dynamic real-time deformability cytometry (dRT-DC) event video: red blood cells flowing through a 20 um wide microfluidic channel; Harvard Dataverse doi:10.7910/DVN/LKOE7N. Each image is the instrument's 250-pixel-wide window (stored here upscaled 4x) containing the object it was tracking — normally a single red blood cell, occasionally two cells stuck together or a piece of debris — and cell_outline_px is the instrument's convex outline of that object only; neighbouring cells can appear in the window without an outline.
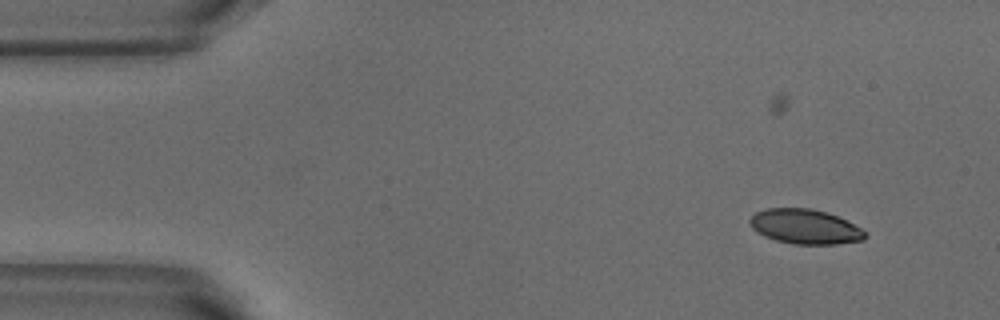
{"species": "common noctule bat (a hibernating species)", "species_latin": "Nyctalus noctula", "temperature_condition": "warm", "stored_images_in_passage": 6, "camera_frame_rate_fps": 3000, "um_per_image_px": 0.085, "animal": {"sex": "male", "body_mass_g": 18.8}, "frame": {"image": 1, "passage_image": 1, "time_ms": 0.0, "image_size_px": [1000, 320], "cell_outline_px": [[868, 236], [864, 240], [836, 244], [792, 244], [776, 240], [764, 236], [756, 232], [752, 228], [748, 220], [756, 212], [768, 208], [812, 208], [828, 212], [860, 228]], "centroid_in_image_um": [68.4, 19.26], "position_along_channel_um": 16.6, "area_um2": 23.29}}
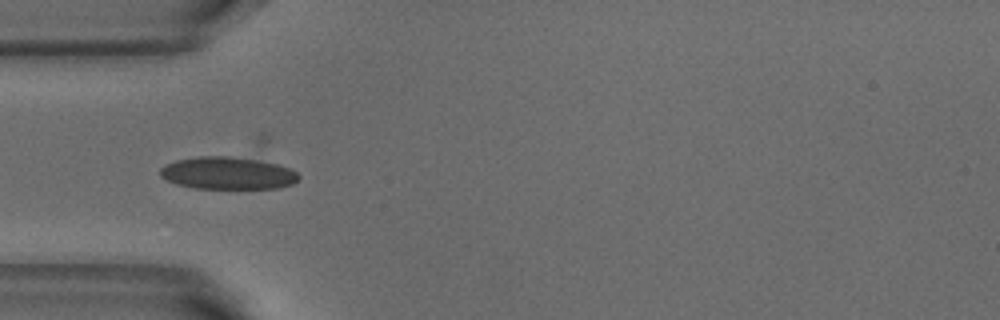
{"frame": {"image": 2, "passage_image": 4, "time_ms": 1.0, "image_size_px": [1000, 320], "cell_outline_px": [[300, 176], [292, 184], [280, 188], [192, 188], [176, 184], [160, 176], [160, 168], [164, 164], [176, 160], [196, 156], [252, 156], [288, 168], [296, 172]], "centroid_in_image_um": [19.35, 14.69], "position_along_channel_um": 65.7, "area_um2": 26.59}}
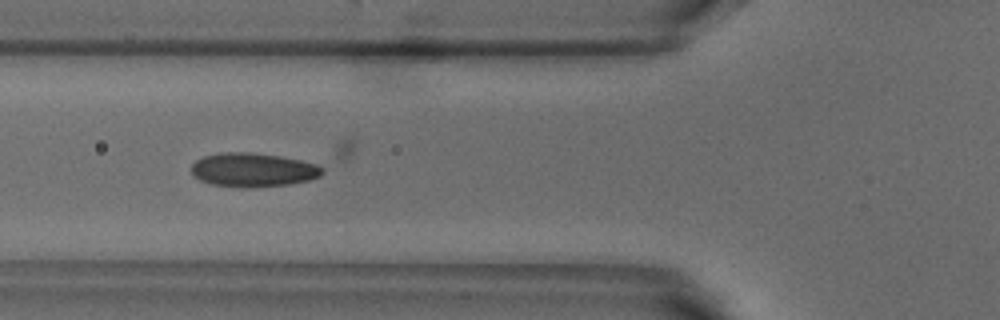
{"frame": {"image": 3, "passage_image": 5, "time_ms": 1.333, "image_size_px": [1000, 320], "cell_outline_px": [[324, 172], [320, 176], [308, 180], [288, 184], [244, 188], [212, 184], [200, 180], [192, 176], [192, 164], [196, 160], [204, 156], [224, 152], [248, 152], [280, 156], [300, 160], [316, 164], [324, 168]], "centroid_in_image_um": [21.5, 14.44], "position_along_channel_um": 104.3, "area_um2": 25.78}}